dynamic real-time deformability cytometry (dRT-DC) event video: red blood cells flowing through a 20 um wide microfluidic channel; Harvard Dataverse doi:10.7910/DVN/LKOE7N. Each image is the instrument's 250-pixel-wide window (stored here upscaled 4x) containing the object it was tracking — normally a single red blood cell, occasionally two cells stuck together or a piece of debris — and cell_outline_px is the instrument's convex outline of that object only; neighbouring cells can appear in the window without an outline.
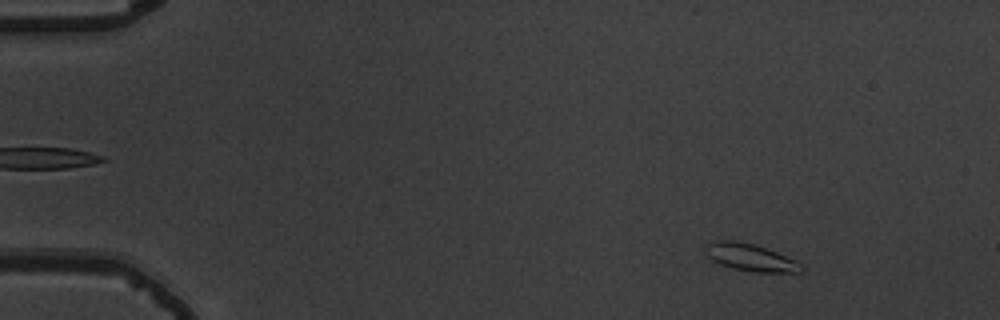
{"species": "common noctule bat (a hibernating species)", "species_latin": "Nyctalus noctula", "temperature_condition": "warm", "stored_images_in_passage": 55, "camera_frame_rate_fps": 3000, "um_per_image_px": 0.085, "animal": {"sex": "male", "body_mass_g": 19.5, "forearm_length_mm": 54.6}, "frame": {"image": 1, "passage_image": 6, "time_ms": 1.667, "image_size_px": [1000, 320], "cell_outline_px": [[804, 268], [800, 272], [756, 272], [732, 268], [720, 264], [712, 260], [704, 252], [704, 244], [712, 240], [736, 240], [752, 244], [776, 252], [800, 264]], "centroid_in_image_um": [63.67, 21.86], "position_along_channel_um": 21.3, "area_um2": 15.09}}
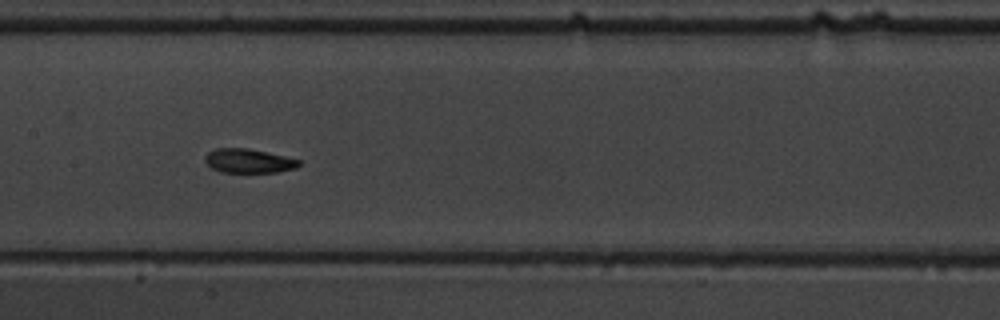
{"frame": {"image": 2, "passage_image": 28, "time_ms": 9.0, "image_size_px": [1000, 320], "cell_outline_px": [[300, 164], [296, 168], [276, 172], [220, 172], [212, 168], [204, 160], [204, 156], [208, 152], [216, 148], [248, 148], [284, 156], [300, 160]], "centroid_in_image_um": [21.1, 13.67], "position_along_channel_um": 186.3, "area_um2": 13.12}}
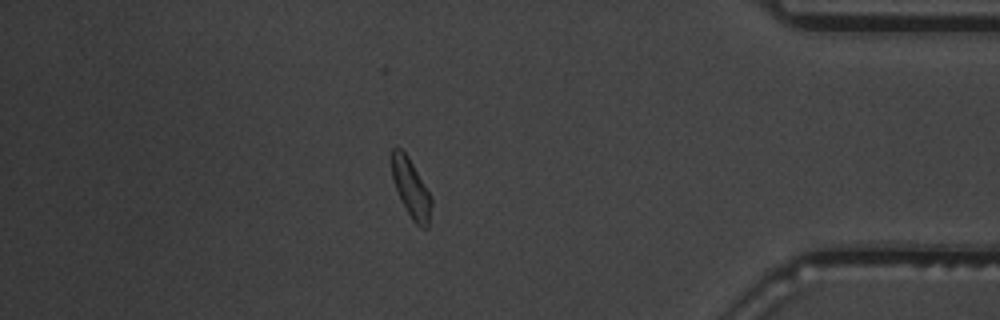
{"frame": {"image": 3, "passage_image": 48, "time_ms": 15.667, "image_size_px": [1000, 320], "cell_outline_px": [[432, 204], [428, 228], [420, 228], [412, 220], [396, 188], [392, 176], [392, 148], [396, 144], [408, 156], [432, 196]], "centroid_in_image_um": [34.96, 16.0], "position_along_channel_um": 400.2, "area_um2": 13.47}, "authors_computed_cell_mechanics": {"area_um2": 13.7564, "velocity_mm_per_s": 3.6802, "shape_relaxation_time_tau1_ms": null, "shape_relaxation_time_tau2_ms": 1.4506, "deformation_change_tau1": null, "deformation_change_tau2": 0.071}}